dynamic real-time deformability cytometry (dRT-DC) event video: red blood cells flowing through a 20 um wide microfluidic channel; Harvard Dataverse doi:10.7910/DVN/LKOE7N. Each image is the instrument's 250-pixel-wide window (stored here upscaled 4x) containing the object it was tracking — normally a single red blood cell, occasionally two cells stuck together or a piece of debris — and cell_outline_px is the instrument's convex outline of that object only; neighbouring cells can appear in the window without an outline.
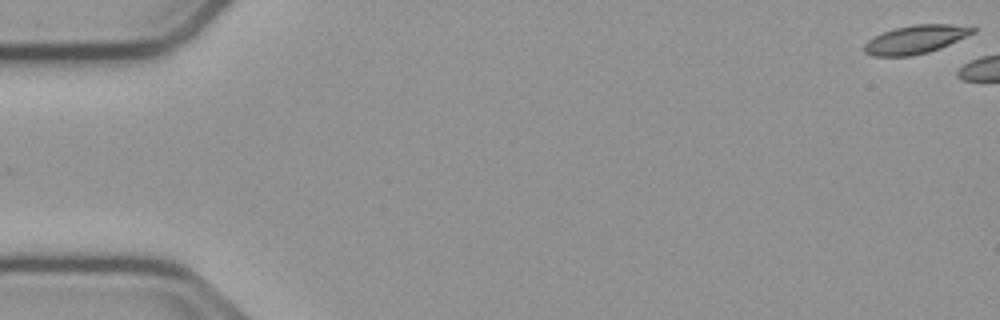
{"species": "common noctule bat (a hibernating species)", "species_latin": "Nyctalus noctula", "temperature_condition": "cold", "stored_images_in_passage": 5, "camera_frame_rate_fps": 3000, "um_per_image_px": 0.085, "animal": {"sex": "male", "body_mass_g": 23.1, "forearm_length_mm": 52.7}, "frame": {"image": 1, "passage_image": 1, "time_ms": 0.0, "image_size_px": [1000, 320], "cell_outline_px": [[976, 32], [940, 48], [928, 52], [908, 56], [872, 56], [864, 52], [864, 44], [868, 40], [884, 32], [896, 28], [912, 24], [952, 24], [976, 28]], "centroid_in_image_um": [77.83, 3.35], "position_along_channel_um": 7.2, "area_um2": 17.8}}